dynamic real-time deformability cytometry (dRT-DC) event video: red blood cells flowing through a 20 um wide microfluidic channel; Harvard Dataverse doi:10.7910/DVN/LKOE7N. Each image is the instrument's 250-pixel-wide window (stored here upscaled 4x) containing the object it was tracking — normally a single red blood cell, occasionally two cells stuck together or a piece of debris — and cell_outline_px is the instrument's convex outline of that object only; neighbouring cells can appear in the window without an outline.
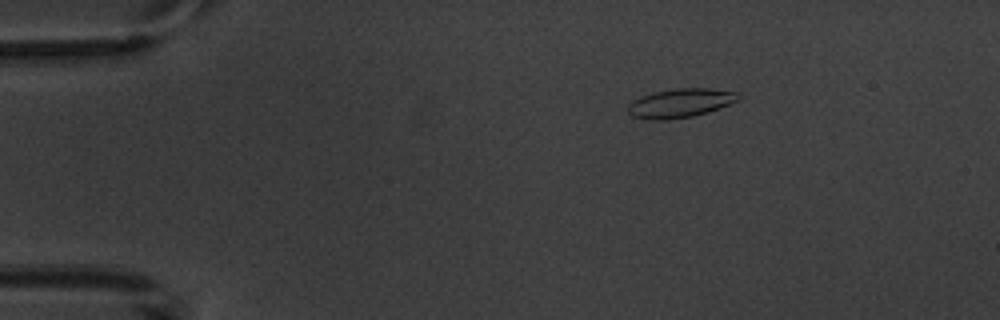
{"species": "common noctule bat (a hibernating species)", "species_latin": "Nyctalus noctula", "temperature_condition": "warm", "stored_images_in_passage": 6, "camera_frame_rate_fps": 3000, "um_per_image_px": 0.085, "animal": {"sex": "male", "body_mass_g": 20.1, "forearm_length_mm": 53.5}, "frame": {"image": 1, "passage_image": 3, "time_ms": 2.333, "image_size_px": [1000, 320], "cell_outline_px": [[740, 100], [708, 112], [692, 116], [668, 120], [652, 120], [632, 116], [628, 112], [628, 104], [632, 100], [640, 96], [656, 92], [676, 88], [708, 88], [736, 92], [740, 96]], "centroid_in_image_um": [57.81, 8.76], "position_along_channel_um": 27.2, "area_um2": 18.61}}